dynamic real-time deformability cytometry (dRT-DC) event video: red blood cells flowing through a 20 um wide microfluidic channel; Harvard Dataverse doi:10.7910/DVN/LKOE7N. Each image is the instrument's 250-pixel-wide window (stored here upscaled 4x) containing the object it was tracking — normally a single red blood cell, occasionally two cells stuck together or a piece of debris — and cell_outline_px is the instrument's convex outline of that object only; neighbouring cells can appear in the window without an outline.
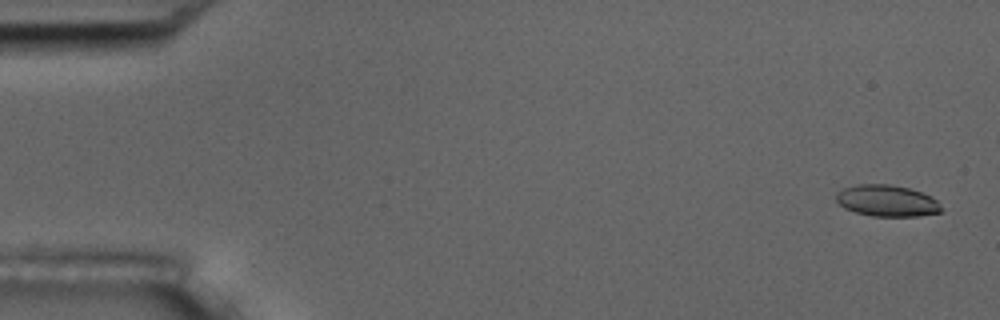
{"species": "common noctule bat (a hibernating species)", "species_latin": "Nyctalus noctula", "temperature_condition": "room temperature", "stored_images_in_passage": 6, "segment_of_instrument_passage": [1, 2], "camera_frame_rate_fps": 3000, "um_per_image_px": 0.085, "animal": {"sex": "male", "body_mass_g": 17.5, "forearm_length_mm": 52.3}, "frame": {"image": 1, "passage_image": 1, "time_ms": 0.0, "image_size_px": [1000, 320], "cell_outline_px": [[940, 212], [920, 216], [872, 216], [856, 212], [844, 208], [836, 200], [836, 192], [844, 188], [856, 184], [892, 184], [908, 188], [932, 196], [940, 204]], "centroid_in_image_um": [75.37, 17.06], "position_along_channel_um": 9.6, "area_um2": 19.25}}